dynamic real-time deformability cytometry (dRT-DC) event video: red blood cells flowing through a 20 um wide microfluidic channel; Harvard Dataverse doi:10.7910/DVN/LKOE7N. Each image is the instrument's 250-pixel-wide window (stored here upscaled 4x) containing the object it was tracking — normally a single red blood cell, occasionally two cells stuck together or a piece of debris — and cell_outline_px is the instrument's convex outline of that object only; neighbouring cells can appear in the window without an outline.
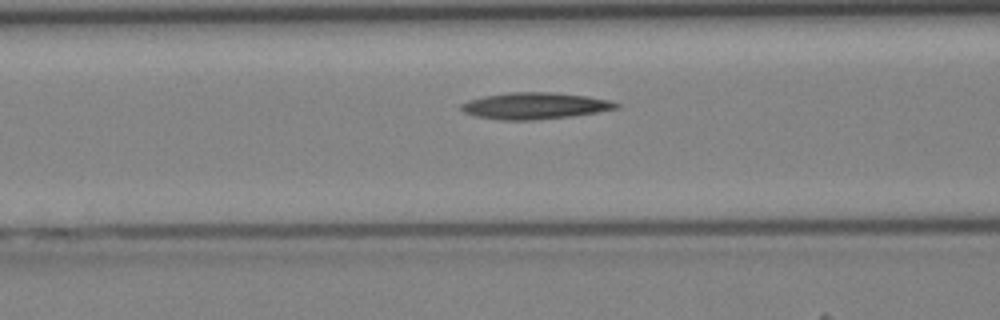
{"species": "Egyptian fruit bat (a non-hibernating species)", "species_latin": "Rousettus aegyptiacus", "temperature_condition": "cold", "stored_images_in_passage": 31, "camera_frame_rate_fps": 3000, "um_per_image_px": 0.085, "animal": {"sex": "female"}, "frame": {"image": 1, "passage_image": 8, "time_ms": 2.333, "image_size_px": [1000, 320], "cell_outline_px": [[620, 108], [572, 116], [532, 120], [496, 120], [472, 116], [464, 112], [460, 108], [460, 104], [468, 100], [484, 96], [508, 92], [552, 92], [588, 96], [612, 100], [620, 104]], "centroid_in_image_um": [45.45, 8.99], "position_along_channel_um": 121.2, "area_um2": 24.28}}
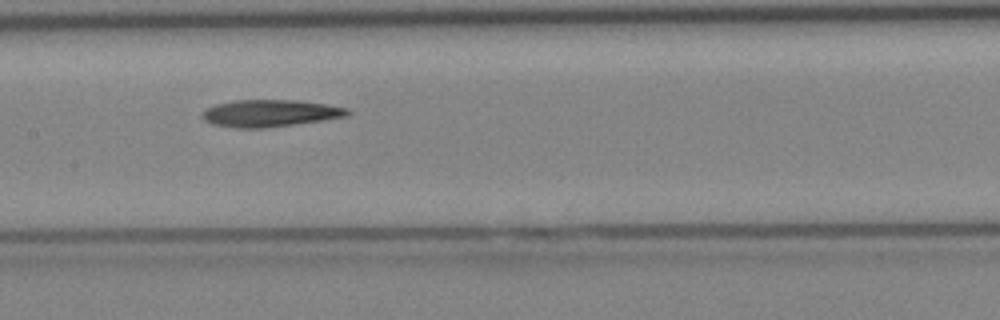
{"frame": {"image": 2, "passage_image": 12, "time_ms": 3.667, "image_size_px": [1000, 320], "cell_outline_px": [[352, 112], [348, 116], [264, 128], [236, 128], [212, 124], [204, 120], [200, 116], [200, 112], [204, 108], [216, 104], [232, 100], [292, 100], [328, 104], [348, 108]], "centroid_in_image_um": [22.89, 9.62], "position_along_channel_um": 184.5, "area_um2": 23.0}}
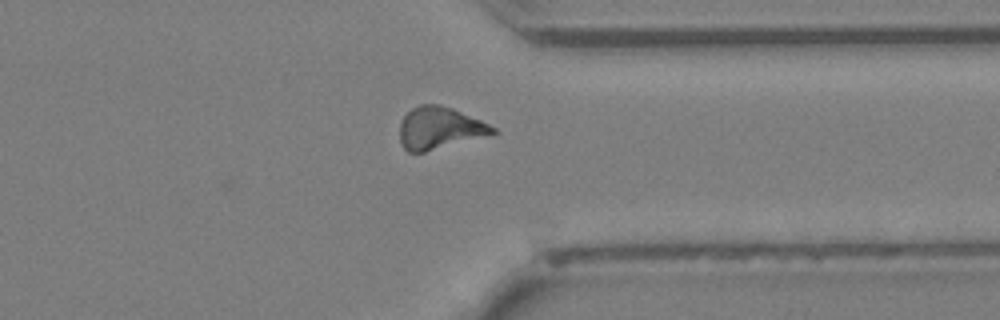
{"frame": {"image": 3, "passage_image": 24, "time_ms": 7.667, "image_size_px": [1000, 320], "cell_outline_px": [[500, 132], [492, 136], [424, 152], [408, 152], [404, 148], [400, 140], [400, 124], [404, 116], [412, 108], [420, 104], [440, 104], [452, 108], [480, 120], [496, 128]], "centroid_in_image_um": [37.42, 10.9], "position_along_channel_um": 374.0, "area_um2": 23.12}}